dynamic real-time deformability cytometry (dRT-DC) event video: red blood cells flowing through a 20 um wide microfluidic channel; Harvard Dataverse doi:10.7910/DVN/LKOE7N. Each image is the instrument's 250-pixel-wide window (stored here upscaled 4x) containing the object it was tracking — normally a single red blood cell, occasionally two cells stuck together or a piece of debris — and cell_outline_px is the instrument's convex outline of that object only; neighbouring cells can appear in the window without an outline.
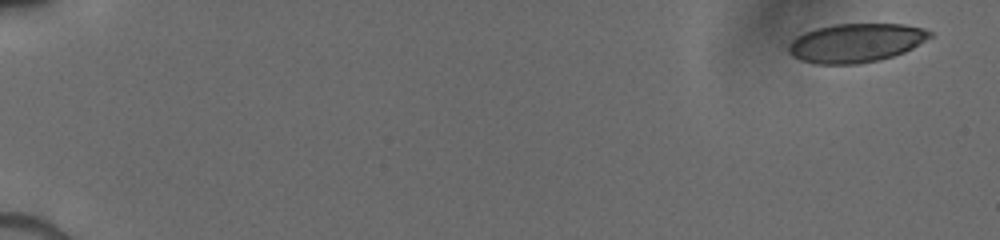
{"species": "human", "species_latin": "Homo sapiens", "temperature_condition": "cold", "stored_images_in_passage": 8, "camera_frame_rate_fps": 3000, "um_per_image_px": 0.085, "donor": {"sex": "male"}, "frame": {"image": 1, "passage_image": 1, "time_ms": 0.0, "image_size_px": [1000, 240], "cell_outline_px": [[932, 36], [912, 48], [904, 52], [880, 60], [856, 64], [816, 64], [800, 60], [792, 56], [788, 52], [788, 44], [796, 36], [804, 32], [816, 28], [832, 24], [904, 24], [924, 28], [932, 32]], "centroid_in_image_um": [72.72, 3.64], "position_along_channel_um": 12.3, "area_um2": 32.14}}
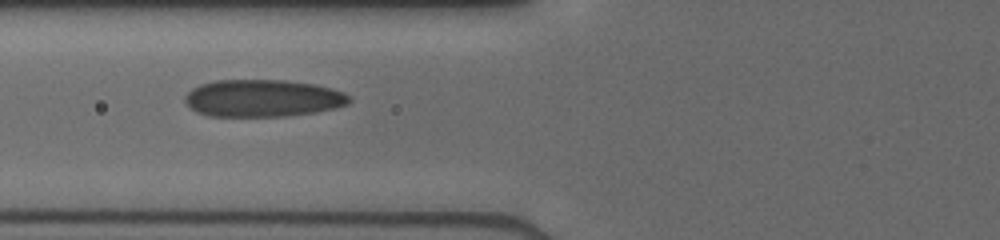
{"frame": {"image": 2, "passage_image": 7, "time_ms": 6.667, "image_size_px": [1000, 240], "cell_outline_px": [[352, 100], [348, 104], [316, 112], [288, 116], [208, 116], [196, 112], [188, 108], [184, 104], [184, 96], [192, 88], [200, 84], [216, 80], [284, 80], [312, 84], [344, 92]], "centroid_in_image_um": [22.26, 8.35], "position_along_channel_um": 103.5, "area_um2": 35.78}}
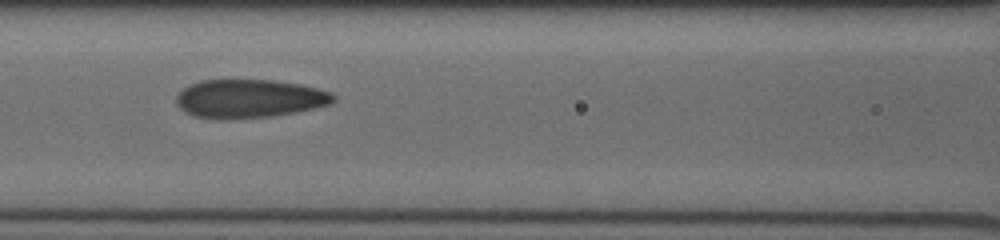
{"frame": {"image": 3, "passage_image": 8, "time_ms": 7.667, "image_size_px": [1000, 240], "cell_outline_px": [[336, 100], [328, 104], [312, 108], [292, 112], [268, 116], [228, 120], [212, 120], [192, 116], [184, 112], [176, 104], [176, 96], [188, 84], [200, 80], [272, 80], [300, 84], [316, 88], [328, 92], [336, 96]], "centroid_in_image_um": [21.09, 8.39], "position_along_channel_um": 145.5, "area_um2": 35.37}}